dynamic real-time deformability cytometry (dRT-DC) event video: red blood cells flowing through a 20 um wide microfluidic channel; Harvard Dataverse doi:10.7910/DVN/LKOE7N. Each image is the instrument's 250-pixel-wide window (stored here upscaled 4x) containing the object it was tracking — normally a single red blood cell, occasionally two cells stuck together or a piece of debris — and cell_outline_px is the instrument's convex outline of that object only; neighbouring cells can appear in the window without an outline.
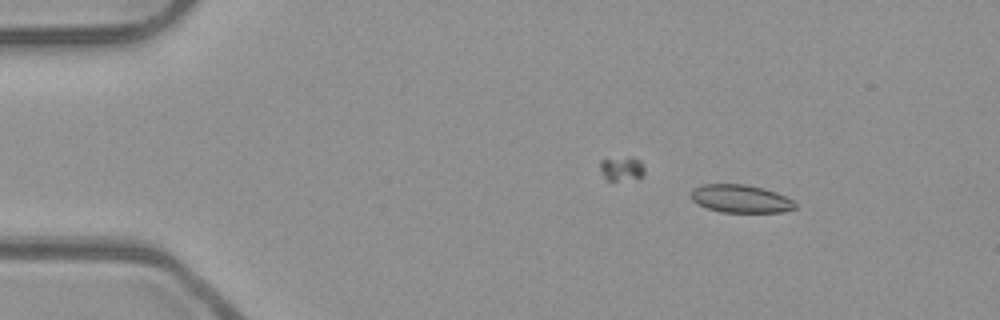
{"species": "common noctule bat (a hibernating species)", "species_latin": "Nyctalus noctula", "temperature_condition": "room temperature", "stored_images_in_passage": 51, "camera_frame_rate_fps": 3000, "um_per_image_px": 0.085, "animal": {"sex": "male", "body_mass_g": 23.1, "forearm_length_mm": 52.7}, "frame": {"image": 1, "passage_image": 7, "time_ms": 2.0, "image_size_px": [1000, 320], "cell_outline_px": [[796, 208], [780, 212], [720, 212], [696, 204], [692, 200], [692, 188], [700, 184], [744, 184], [764, 188], [776, 192], [792, 200], [796, 204]], "centroid_in_image_um": [62.92, 16.88], "position_along_channel_um": 22.1, "area_um2": 16.99}}
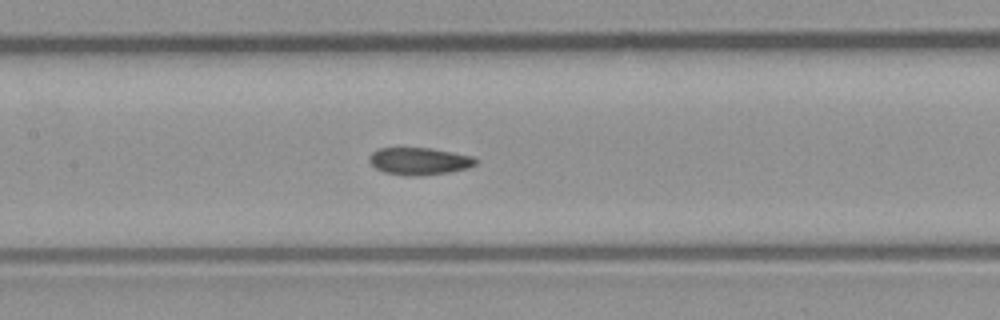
{"frame": {"image": 2, "passage_image": 25, "time_ms": 8.0, "image_size_px": [1000, 320], "cell_outline_px": [[476, 164], [468, 168], [448, 172], [420, 176], [404, 176], [384, 172], [376, 168], [368, 160], [368, 156], [376, 148], [432, 148], [472, 156], [476, 160]], "centroid_in_image_um": [35.6, 13.7], "position_along_channel_um": 171.8, "area_um2": 16.99}}
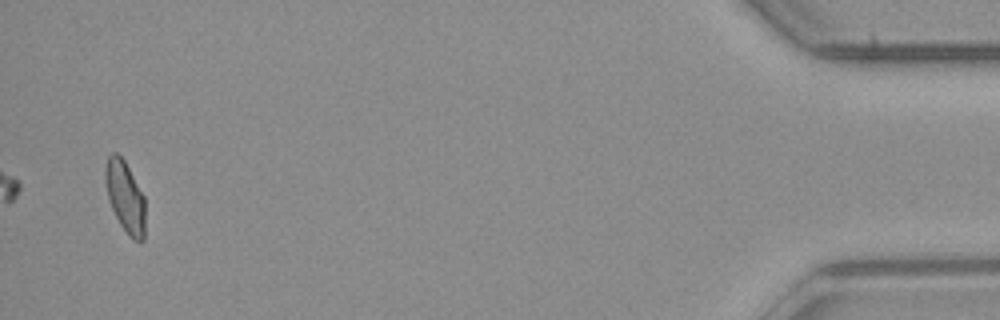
{"frame": {"image": 3, "passage_image": 51, "time_ms": 16.667, "image_size_px": [1000, 320], "cell_outline_px": [[144, 240], [140, 244], [132, 240], [120, 224], [108, 200], [104, 180], [104, 168], [108, 156], [112, 152], [116, 152], [124, 160], [144, 196]], "centroid_in_image_um": [10.62, 16.74], "position_along_channel_um": 424.6, "area_um2": 16.7}, "authors_computed_cell_mechanics": {"area_um2": 16.9932, "velocity_mm_per_s": 3.9398, "shape_relaxation_time_tau1_ms": 7.1805, "shape_relaxation_time_tau2_ms": 2.0414, "deformation_change_tau1": 0.1384, "deformation_change_tau2": 0.0682}}